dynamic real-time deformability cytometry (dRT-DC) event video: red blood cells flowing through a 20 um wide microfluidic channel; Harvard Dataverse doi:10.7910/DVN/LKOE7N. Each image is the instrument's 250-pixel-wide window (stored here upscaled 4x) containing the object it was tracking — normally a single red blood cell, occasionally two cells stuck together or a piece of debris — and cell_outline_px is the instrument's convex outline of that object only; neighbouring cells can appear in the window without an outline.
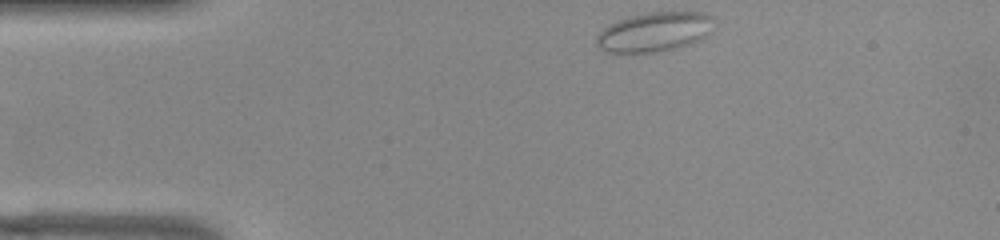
{"species": "common noctule bat (a hibernating species)", "species_latin": "Nyctalus noctula", "temperature_condition": "warm", "stored_images_in_passage": 44, "camera_frame_rate_fps": 3000, "um_per_image_px": 0.085, "animal": {"sex": "female", "body_mass_g": 22.0, "forearm_length_mm": 56.7}, "frame": {"image": 1, "passage_image": 1, "time_ms": 0.0, "image_size_px": [1000, 240], "cell_outline_px": [[716, 20], [704, 36], [700, 40], [676, 48], [656, 52], [608, 52], [600, 48], [596, 44], [596, 36], [608, 24], [616, 20], [628, 16], [648, 12], [704, 12], [712, 16]], "centroid_in_image_um": [55.61, 2.69], "position_along_channel_um": 29.4, "area_um2": 26.99}}
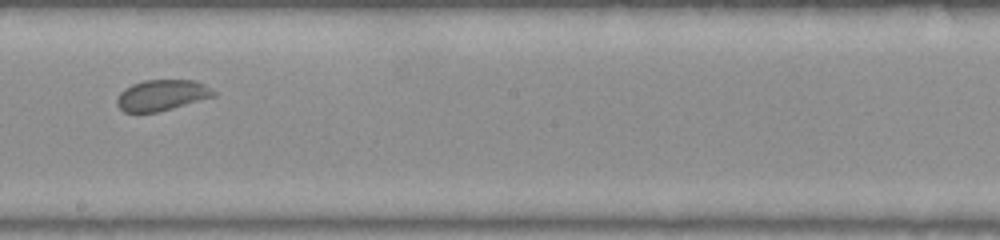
{"frame": {"image": 2, "passage_image": 21, "time_ms": 6.667, "image_size_px": [1000, 240], "cell_outline_px": [[216, 96], [172, 108], [156, 112], [124, 112], [116, 104], [116, 100], [120, 92], [124, 88], [132, 84], [144, 80], [196, 80], [212, 88], [216, 92]], "centroid_in_image_um": [13.76, 8.08], "position_along_channel_um": 234.4, "area_um2": 17.46}}
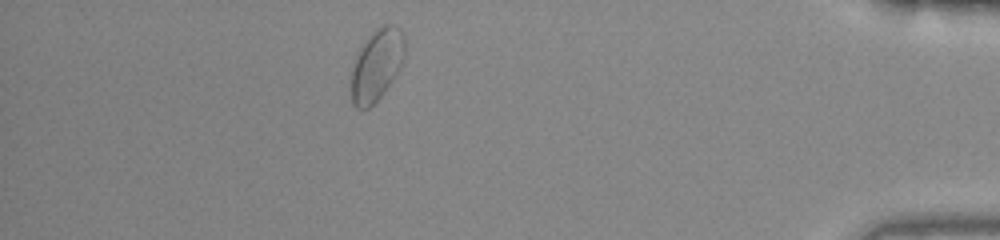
{"frame": {"image": 3, "passage_image": 38, "time_ms": 12.333, "image_size_px": [1000, 240], "cell_outline_px": [[404, 56], [392, 80], [380, 96], [368, 108], [356, 108], [352, 104], [352, 68], [356, 56], [360, 48], [372, 32], [384, 24], [396, 24], [400, 28], [404, 36]], "centroid_in_image_um": [32.01, 5.48], "position_along_channel_um": 403.2, "area_um2": 21.85}}